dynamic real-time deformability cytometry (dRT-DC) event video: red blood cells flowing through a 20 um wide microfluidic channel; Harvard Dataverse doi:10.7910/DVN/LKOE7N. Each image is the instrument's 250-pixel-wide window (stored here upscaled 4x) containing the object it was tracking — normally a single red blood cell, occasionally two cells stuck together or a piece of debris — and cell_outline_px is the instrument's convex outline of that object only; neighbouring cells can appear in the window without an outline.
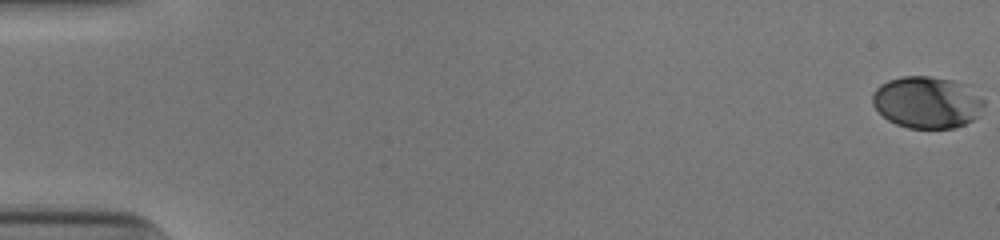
{"species": "human", "species_latin": "Homo sapiens", "temperature_condition": "cold", "stored_images_in_passage": 54, "camera_frame_rate_fps": 3000, "um_per_image_px": 0.085, "donor": {"sex": "male"}, "frame": {"image": 1, "passage_image": 1, "time_ms": 0.0, "image_size_px": [1000, 240], "cell_outline_px": [[984, 104], [980, 116], [964, 124], [952, 128], [908, 128], [896, 124], [888, 120], [872, 104], [872, 92], [880, 84], [888, 80], [904, 76], [932, 76], [972, 84], [984, 100]], "centroid_in_image_um": [78.85, 8.67], "position_along_channel_um": 6.2, "area_um2": 34.28}}
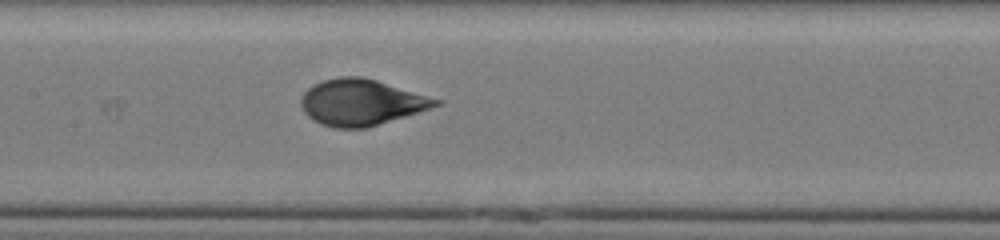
{"frame": {"image": 2, "passage_image": 28, "time_ms": 9.0, "image_size_px": [1000, 240], "cell_outline_px": [[444, 100], [440, 104], [404, 116], [364, 128], [332, 128], [320, 124], [308, 116], [304, 112], [300, 104], [300, 100], [304, 92], [308, 88], [324, 80], [340, 76], [360, 76], [376, 80]], "centroid_in_image_um": [30.67, 8.69], "position_along_channel_um": 176.7, "area_um2": 35.84}}
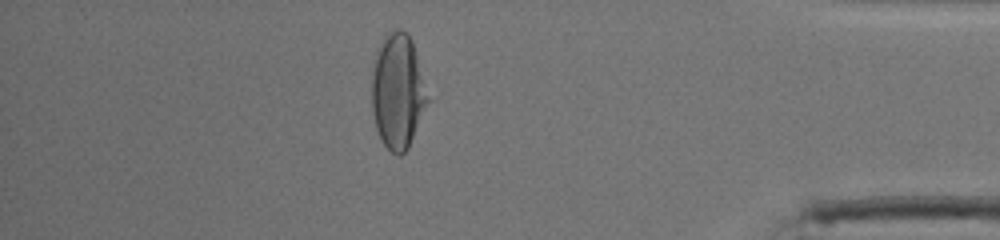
{"frame": {"image": 3, "passage_image": 48, "time_ms": 15.667, "image_size_px": [1000, 240], "cell_outline_px": [[428, 100], [408, 148], [400, 156], [396, 156], [384, 144], [376, 128], [372, 112], [372, 76], [376, 48], [384, 36], [388, 32], [400, 28], [408, 32], [412, 40], [428, 96]], "centroid_in_image_um": [33.78, 7.73], "position_along_channel_um": 401.4, "area_um2": 37.11}, "authors_computed_cell_mechanics": {"area_um2": 35.8071, "velocity_mm_per_s": 3.8904, "shape_relaxation_time_tau1_ms": 4.9122, "shape_relaxation_time_tau2_ms": null, "deformation_change_tau1": 0.2008, "deformation_change_tau2": null}}